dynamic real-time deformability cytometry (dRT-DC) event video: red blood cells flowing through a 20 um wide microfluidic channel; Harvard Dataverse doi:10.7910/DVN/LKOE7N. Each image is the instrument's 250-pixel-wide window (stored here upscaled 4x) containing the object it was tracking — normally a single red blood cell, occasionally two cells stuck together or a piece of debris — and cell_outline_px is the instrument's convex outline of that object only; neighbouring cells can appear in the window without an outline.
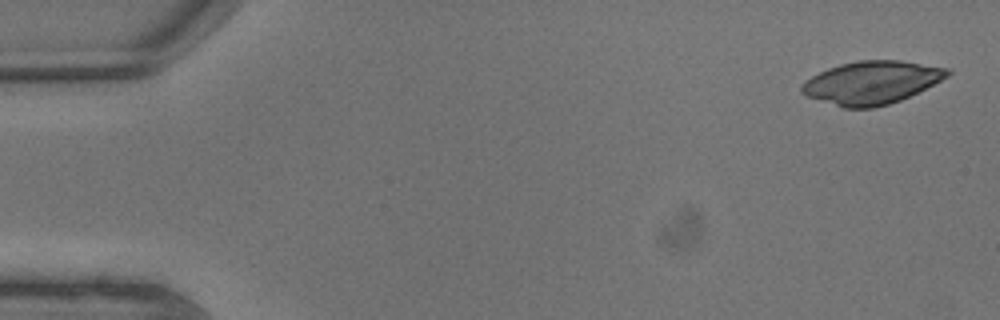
{"species": "common noctule bat (a hibernating species)", "species_latin": "Nyctalus noctula", "temperature_condition": "warm", "stored_images_in_passage": 5, "camera_frame_rate_fps": 3000, "um_per_image_px": 0.085, "animal": {"sex": "male", "body_mass_g": 13.3}, "frame": {"image": 1, "passage_image": 1, "time_ms": 0.0, "image_size_px": [1000, 320], "cell_outline_px": [[952, 72], [948, 76], [900, 100], [888, 104], [872, 108], [844, 108], [808, 96], [800, 92], [800, 88], [804, 80], [828, 68], [840, 64], [860, 60], [900, 60], [952, 68]], "centroid_in_image_um": [74.08, 7.0], "position_along_channel_um": 10.9, "area_um2": 36.24}}